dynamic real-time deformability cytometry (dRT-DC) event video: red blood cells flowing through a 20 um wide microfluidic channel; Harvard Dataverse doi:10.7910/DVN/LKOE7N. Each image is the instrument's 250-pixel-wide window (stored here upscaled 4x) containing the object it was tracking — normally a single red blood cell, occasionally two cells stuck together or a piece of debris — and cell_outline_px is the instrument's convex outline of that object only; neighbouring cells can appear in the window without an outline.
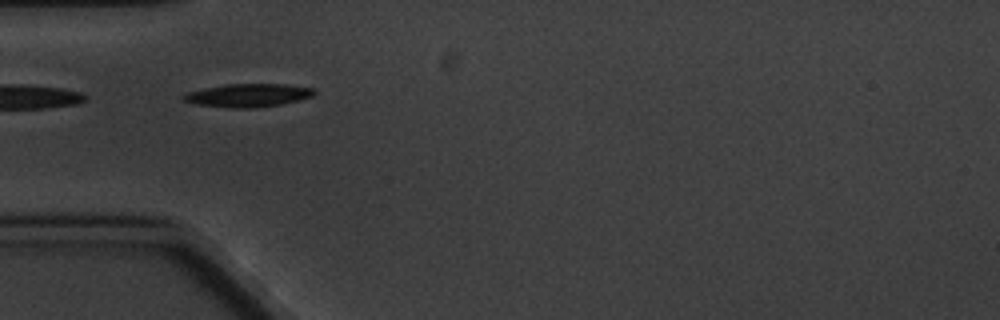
{"species": "common noctule bat (a hibernating species)", "species_latin": "Nyctalus noctula", "temperature_condition": "cold", "stored_images_in_passage": 6, "camera_frame_rate_fps": 3000, "um_per_image_px": 0.085, "animal": {"sex": "male", "body_mass_g": 20.1, "forearm_length_mm": 53.5}, "frame": {"image": 1, "passage_image": 4, "time_ms": 3.333, "image_size_px": [1000, 320], "cell_outline_px": [[316, 92], [312, 96], [280, 104], [260, 108], [232, 108], [196, 104], [180, 100], [180, 96], [188, 92], [204, 88], [228, 84], [284, 84], [312, 88]], "centroid_in_image_um": [21.02, 8.11], "position_along_channel_um": 64.0, "area_um2": 17.63}}